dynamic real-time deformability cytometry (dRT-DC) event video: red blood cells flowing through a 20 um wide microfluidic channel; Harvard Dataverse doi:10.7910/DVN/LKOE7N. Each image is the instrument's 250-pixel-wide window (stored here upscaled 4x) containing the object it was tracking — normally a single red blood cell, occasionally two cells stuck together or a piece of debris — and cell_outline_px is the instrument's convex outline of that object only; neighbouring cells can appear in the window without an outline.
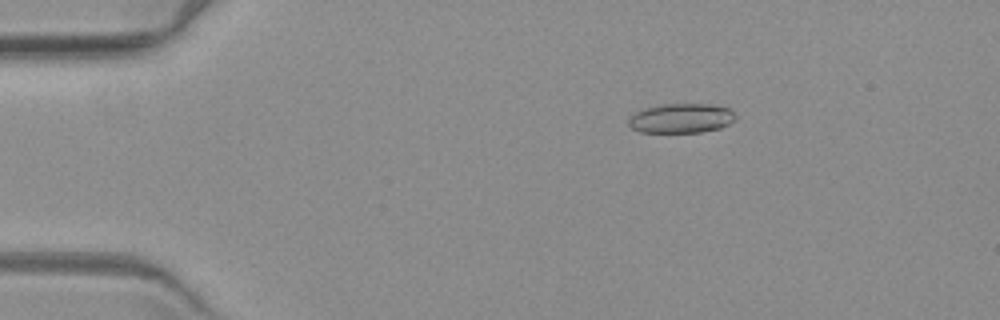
{"species": "common noctule bat (a hibernating species)", "species_latin": "Nyctalus noctula", "temperature_condition": "warm", "stored_images_in_passage": 6, "camera_frame_rate_fps": 3000, "um_per_image_px": 0.085, "animal": {"sex": "female", "body_mass_g": 19.3, "forearm_length_mm": 54.1}, "frame": {"image": 1, "passage_image": 3, "time_ms": 3.333, "image_size_px": [1000, 320], "cell_outline_px": [[736, 120], [720, 128], [700, 132], [640, 132], [632, 128], [628, 124], [628, 116], [644, 108], [660, 104], [712, 104], [728, 108], [736, 116]], "centroid_in_image_um": [57.88, 10.05], "position_along_channel_um": 27.1, "area_um2": 18.5}}
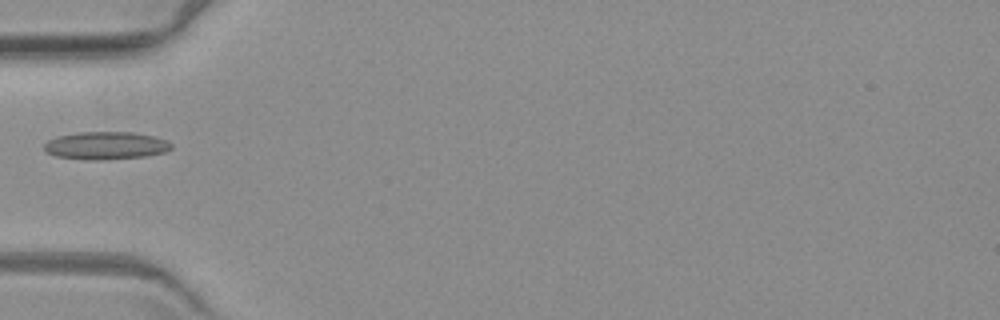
{"frame": {"image": 2, "passage_image": 6, "time_ms": 6.667, "image_size_px": [1000, 320], "cell_outline_px": [[172, 148], [164, 152], [148, 156], [100, 160], [84, 160], [56, 156], [44, 152], [44, 144], [48, 140], [56, 136], [80, 132], [136, 132], [168, 140], [172, 144]], "centroid_in_image_um": [8.98, 12.38], "position_along_channel_um": 76.0, "area_um2": 20.81}}